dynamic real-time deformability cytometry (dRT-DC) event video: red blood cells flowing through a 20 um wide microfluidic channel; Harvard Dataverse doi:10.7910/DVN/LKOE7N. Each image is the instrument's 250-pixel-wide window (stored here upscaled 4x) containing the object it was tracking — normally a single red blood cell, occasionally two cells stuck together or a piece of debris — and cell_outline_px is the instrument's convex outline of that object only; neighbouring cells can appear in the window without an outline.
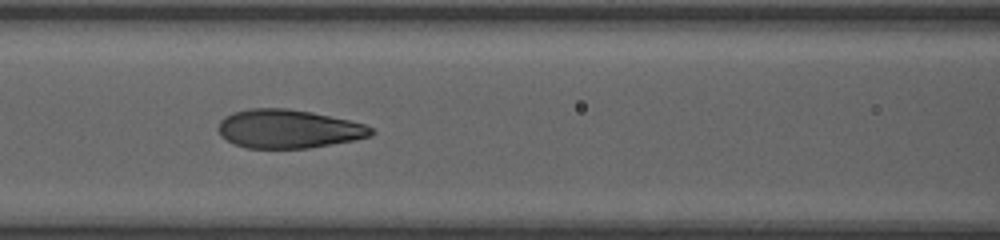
{"species": "human", "species_latin": "Homo sapiens", "temperature_condition": "room temperature", "stored_images_in_passage": 18, "camera_frame_rate_fps": 3000, "um_per_image_px": 0.085, "donor": {"sex": "female"}, "frame": {"image": 1, "passage_image": 11, "time_ms": 3.333, "image_size_px": [1000, 240], "cell_outline_px": [[376, 132], [372, 136], [356, 140], [308, 148], [244, 148], [220, 136], [216, 128], [220, 120], [224, 116], [232, 112], [248, 108], [288, 108], [312, 112], [348, 120], [364, 124], [372, 128]], "centroid_in_image_um": [24.49, 10.95], "position_along_channel_um": 142.1, "area_um2": 34.74}}
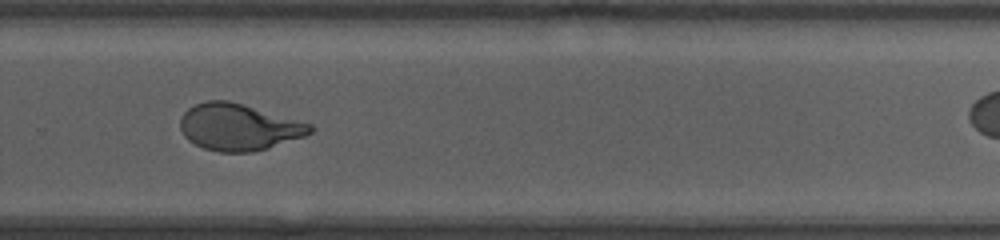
{"frame": {"image": 2, "passage_image": 16, "time_ms": 5.0, "image_size_px": [1000, 240], "cell_outline_px": [[316, 128], [312, 132], [304, 136], [268, 148], [252, 152], [220, 152], [204, 148], [188, 140], [184, 136], [180, 128], [180, 116], [188, 108], [196, 104], [208, 100], [228, 100], [312, 124]], "centroid_in_image_um": [20.27, 10.8], "position_along_channel_um": 309.5, "area_um2": 35.2}}